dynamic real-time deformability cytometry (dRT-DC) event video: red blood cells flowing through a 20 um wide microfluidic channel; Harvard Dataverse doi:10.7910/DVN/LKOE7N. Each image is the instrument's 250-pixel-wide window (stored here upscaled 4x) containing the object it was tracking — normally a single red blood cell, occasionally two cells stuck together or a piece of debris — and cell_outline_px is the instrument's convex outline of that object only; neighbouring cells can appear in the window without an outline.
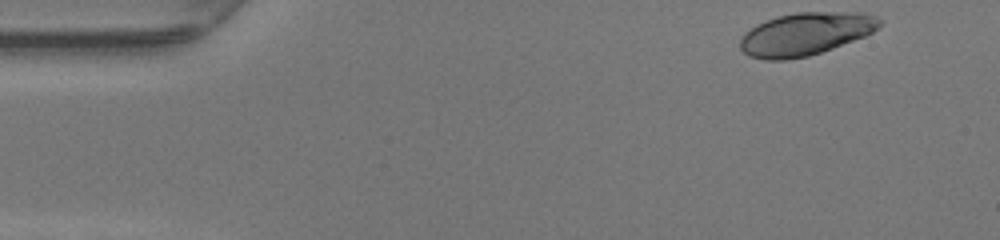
{"species": "human", "species_latin": "Homo sapiens", "temperature_condition": "warm", "stored_images_in_passage": 46, "camera_frame_rate_fps": 3000, "um_per_image_px": 0.085, "donor": {"sex": "female"}, "frame": {"image": 1, "passage_image": 1, "time_ms": 0.0, "image_size_px": [1000, 240], "cell_outline_px": [[880, 24], [872, 32], [864, 36], [832, 48], [808, 56], [788, 60], [764, 60], [748, 56], [740, 48], [740, 40], [744, 32], [756, 24], [780, 16], [796, 12], [864, 12], [876, 16], [880, 20]], "centroid_in_image_um": [68.43, 2.89], "position_along_channel_um": 16.6, "area_um2": 34.62}}
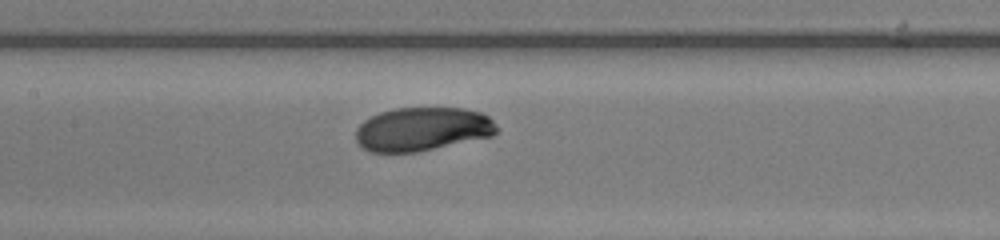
{"frame": {"image": 2, "passage_image": 20, "time_ms": 6.333, "image_size_px": [1000, 240], "cell_outline_px": [[500, 128], [492, 136], [416, 152], [368, 152], [356, 140], [356, 128], [364, 120], [380, 112], [396, 108], [464, 108], [480, 112], [488, 116]], "centroid_in_image_um": [35.91, 10.97], "position_along_channel_um": 171.5, "area_um2": 35.84}}
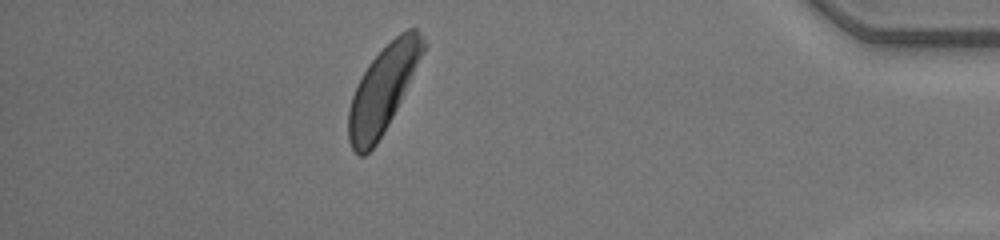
{"frame": {"image": 3, "passage_image": 40, "time_ms": 13.0, "image_size_px": [1000, 240], "cell_outline_px": [[428, 44], [388, 124], [376, 144], [364, 156], [360, 156], [352, 148], [348, 140], [348, 108], [352, 96], [368, 64], [400, 32], [408, 28], [416, 28], [424, 36]], "centroid_in_image_um": [32.55, 7.57], "position_along_channel_um": 402.6, "area_um2": 36.7}, "authors_computed_cell_mechanics": {"area_um2": 36.8475, "velocity_mm_per_s": 4.192, "shape_relaxation_time_tau1_ms": 2.3074, "shape_relaxation_time_tau2_ms": null, "deformation_change_tau1": 0.1408, "deformation_change_tau2": null}}